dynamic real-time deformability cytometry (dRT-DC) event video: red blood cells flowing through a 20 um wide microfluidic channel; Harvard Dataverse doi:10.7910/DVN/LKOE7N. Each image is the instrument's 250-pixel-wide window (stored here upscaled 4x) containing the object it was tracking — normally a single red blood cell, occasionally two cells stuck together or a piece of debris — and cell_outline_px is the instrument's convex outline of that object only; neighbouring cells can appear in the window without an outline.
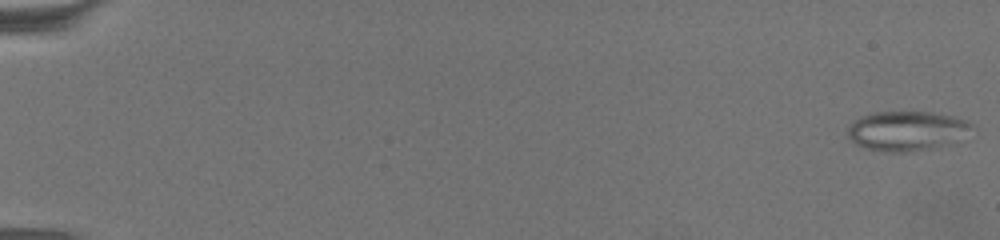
{"species": "common noctule bat (a hibernating species)", "species_latin": "Nyctalus noctula", "temperature_condition": "warm", "stored_images_in_passage": 70, "camera_frame_rate_fps": 3000, "um_per_image_px": 0.085, "animal": {"sex": "female", "body_mass_g": 19.5, "forearm_length_mm": 54.1}, "frame": {"image": 1, "passage_image": 1, "time_ms": 0.0, "image_size_px": [1000, 240], "cell_outline_px": [[976, 128], [952, 144], [932, 148], [904, 152], [888, 152], [868, 148], [856, 144], [848, 136], [848, 124], [860, 116], [872, 112], [932, 112], [952, 116], [968, 120]], "centroid_in_image_um": [77.11, 11.11], "position_along_channel_um": 7.9, "area_um2": 28.9}}
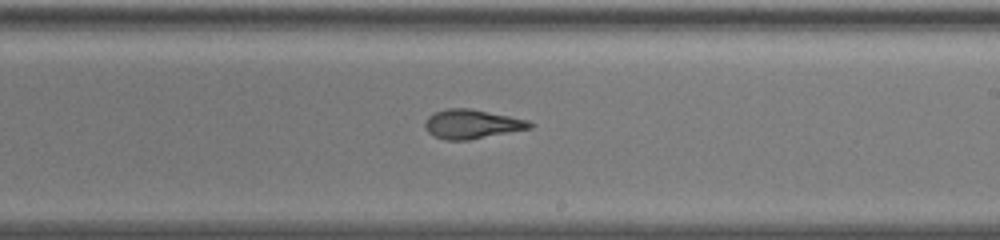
{"frame": {"image": 2, "passage_image": 44, "time_ms": 14.333, "image_size_px": [1000, 240], "cell_outline_px": [[536, 124], [532, 128], [468, 140], [444, 140], [432, 136], [424, 128], [424, 124], [428, 116], [436, 112], [448, 108], [472, 108], [528, 120]], "centroid_in_image_um": [40.11, 10.55], "position_along_channel_um": 248.9, "area_um2": 17.98}}
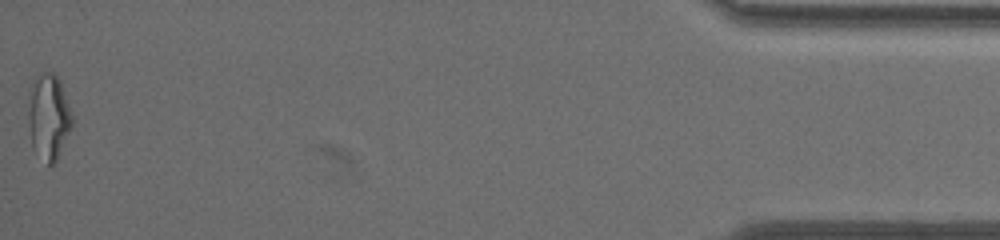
{"frame": {"image": 3, "passage_image": 70, "time_ms": 23.0, "image_size_px": [1000, 240], "cell_outline_px": [[76, 120], [56, 160], [52, 164], [48, 164], [32, 148], [28, 120], [28, 92], [36, 80], [44, 72], [52, 72], [60, 80]], "centroid_in_image_um": [4.17, 9.92], "position_along_channel_um": 431.0, "area_um2": 22.08}, "authors_computed_cell_mechanics": {"area_um2": 19.074, "velocity_mm_per_s": 3.0854, "shape_relaxation_time_tau1_ms": 11.358, "shape_relaxation_time_tau2_ms": 2.349, "deformation_change_tau1": 0.2717, "deformation_change_tau2": 0.1054}}